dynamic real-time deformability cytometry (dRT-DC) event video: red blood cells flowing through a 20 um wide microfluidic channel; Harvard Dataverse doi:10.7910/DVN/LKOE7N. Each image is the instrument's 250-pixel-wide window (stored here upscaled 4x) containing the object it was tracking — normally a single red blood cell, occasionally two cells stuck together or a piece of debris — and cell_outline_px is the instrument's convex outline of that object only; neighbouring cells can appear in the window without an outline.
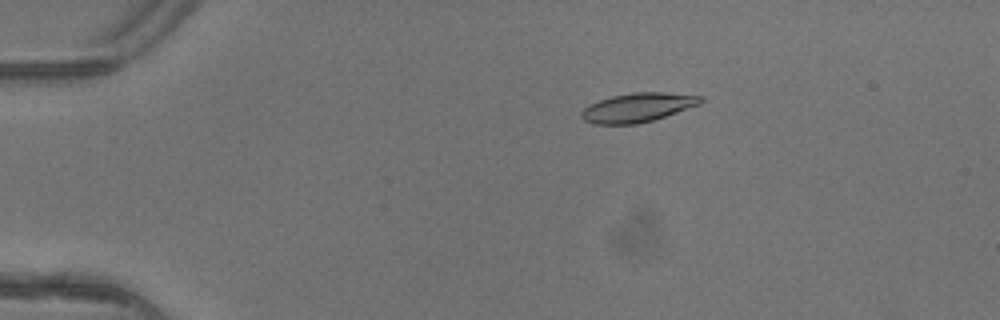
{"species": "common noctule bat (a hibernating species)", "species_latin": "Nyctalus noctula", "temperature_condition": "warm", "stored_images_in_passage": 7, "camera_frame_rate_fps": 3000, "um_per_image_px": 0.085, "animal": {"sex": "female"}, "frame": {"image": 1, "passage_image": 4, "time_ms": 1.0, "image_size_px": [1000, 320], "cell_outline_px": [[704, 100], [700, 104], [652, 120], [636, 124], [592, 124], [584, 120], [580, 116], [580, 112], [588, 104], [612, 96], [632, 92], [664, 92], [704, 96]], "centroid_in_image_um": [54.18, 9.13], "position_along_channel_um": 30.8, "area_um2": 20.17}}
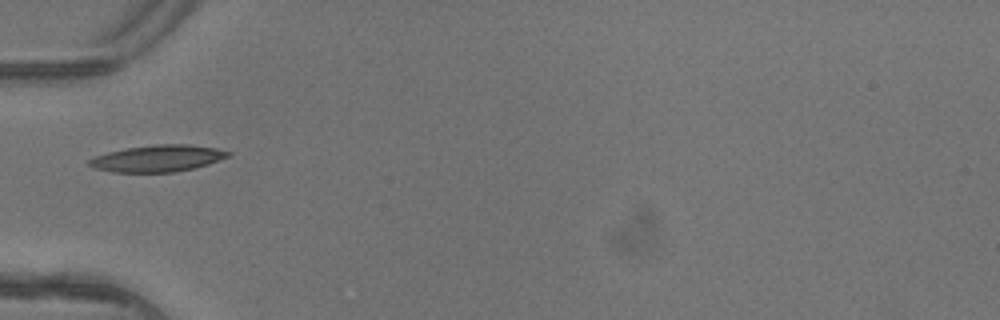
{"frame": {"image": 2, "passage_image": 6, "time_ms": 1.667, "image_size_px": [1000, 320], "cell_outline_px": [[232, 156], [196, 168], [176, 172], [112, 172], [96, 168], [88, 164], [88, 160], [96, 156], [108, 152], [124, 148], [156, 144], [188, 144], [216, 148], [232, 152]], "centroid_in_image_um": [13.46, 13.46], "position_along_channel_um": 71.5, "area_um2": 21.73}}
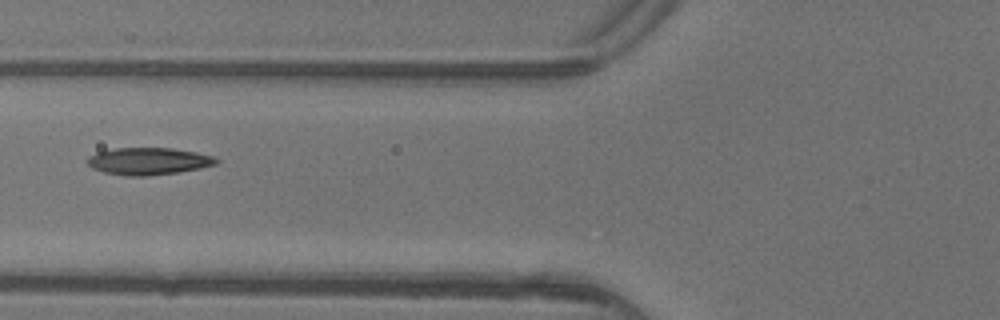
{"frame": {"image": 3, "passage_image": 7, "time_ms": 2.0, "image_size_px": [1000, 320], "cell_outline_px": [[220, 160], [216, 164], [200, 168], [176, 172], [148, 176], [124, 176], [104, 172], [92, 168], [84, 160], [88, 156], [96, 152], [116, 148], [172, 148], [196, 152], [212, 156]], "centroid_in_image_um": [12.57, 13.7], "position_along_channel_um": 113.2, "area_um2": 20.46}}